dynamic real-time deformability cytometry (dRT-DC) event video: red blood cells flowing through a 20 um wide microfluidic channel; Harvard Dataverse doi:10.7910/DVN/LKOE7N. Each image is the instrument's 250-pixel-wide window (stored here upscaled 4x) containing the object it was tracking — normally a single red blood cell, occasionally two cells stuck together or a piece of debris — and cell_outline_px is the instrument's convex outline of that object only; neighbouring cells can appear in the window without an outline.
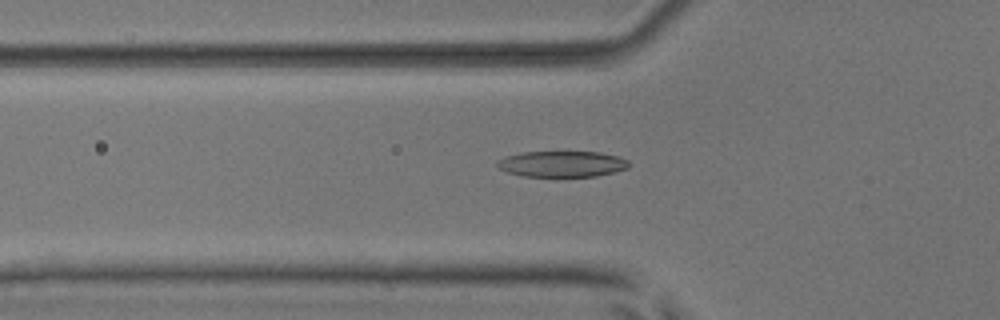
{"species": "common noctule bat (a hibernating species)", "species_latin": "Nyctalus noctula", "temperature_condition": "room temperature", "stored_images_in_passage": 53, "camera_frame_rate_fps": 3000, "um_per_image_px": 0.085, "animal": {"sex": "male", "body_mass_g": 17.9, "forearm_length_mm": 54.2}, "frame": {"image": 1, "passage_image": 19, "time_ms": 6.0, "image_size_px": [1000, 320], "cell_outline_px": [[628, 168], [616, 172], [596, 176], [524, 176], [508, 172], [500, 168], [496, 164], [496, 160], [504, 156], [520, 152], [600, 152], [616, 156], [628, 160]], "centroid_in_image_um": [47.75, 13.93], "position_along_channel_um": 78.0, "area_um2": 19.88}}
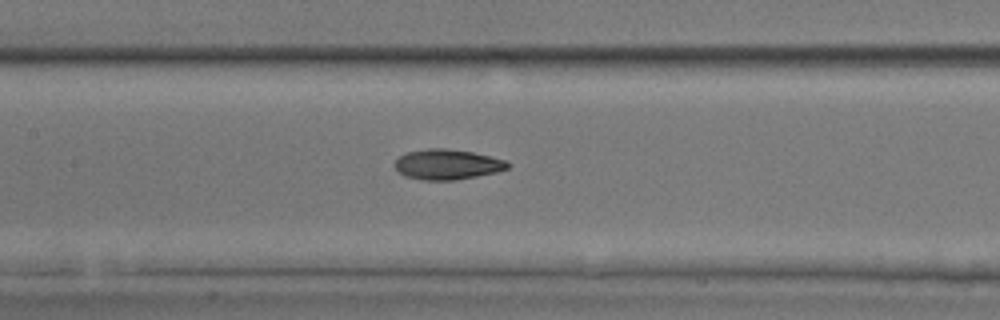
{"frame": {"image": 2, "passage_image": 26, "time_ms": 8.333, "image_size_px": [1000, 320], "cell_outline_px": [[512, 164], [508, 168], [496, 172], [456, 180], [424, 180], [404, 176], [396, 168], [396, 160], [400, 156], [408, 152], [428, 148], [448, 148], [472, 152], [504, 160]], "centroid_in_image_um": [38.03, 13.97], "position_along_channel_um": 169.4, "area_um2": 19.71}}
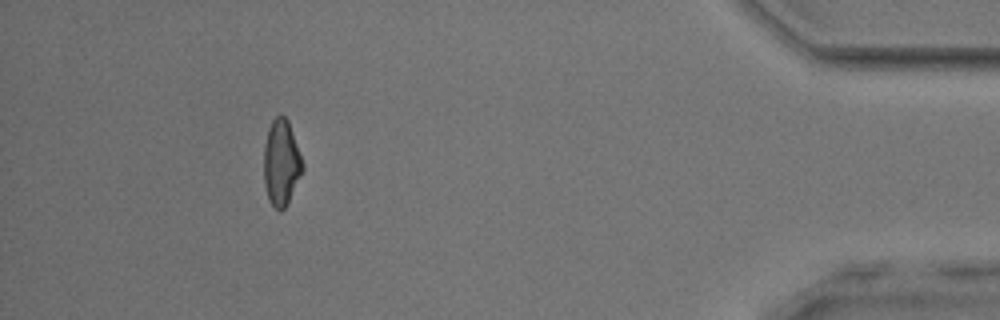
{"frame": {"image": 3, "passage_image": 49, "time_ms": 16.0, "image_size_px": [1000, 320], "cell_outline_px": [[304, 168], [288, 204], [280, 212], [268, 200], [264, 184], [264, 144], [268, 128], [272, 120], [280, 112], [288, 120], [304, 164]], "centroid_in_image_um": [23.91, 13.82], "position_along_channel_um": 411.3, "area_um2": 19.59}, "authors_computed_cell_mechanics": {"area_um2": 19.652, "velocity_mm_per_s": 3.8961, "shape_relaxation_time_tau1_ms": 3.5116, "shape_relaxation_time_tau2_ms": 3.0455, "deformation_change_tau1": 0.1679, "deformation_change_tau2": 0.1012}}